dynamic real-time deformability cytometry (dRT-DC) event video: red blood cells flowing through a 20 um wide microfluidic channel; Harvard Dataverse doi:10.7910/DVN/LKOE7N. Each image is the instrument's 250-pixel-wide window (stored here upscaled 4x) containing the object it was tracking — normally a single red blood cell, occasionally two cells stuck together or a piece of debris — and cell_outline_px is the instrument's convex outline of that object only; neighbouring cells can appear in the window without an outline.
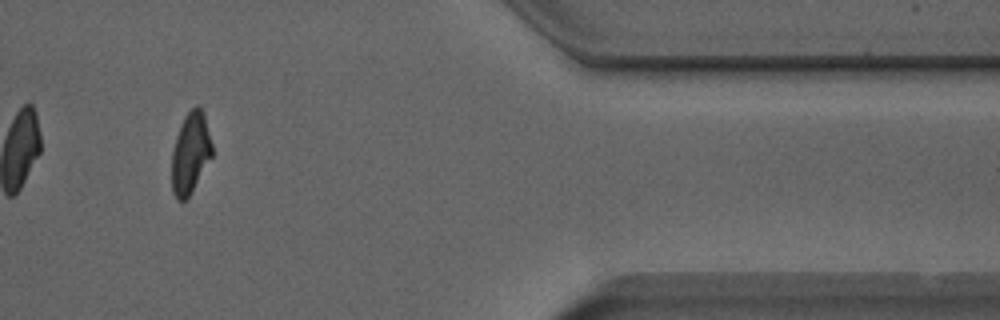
{"species": "Egyptian fruit bat (a non-hibernating species)", "species_latin": "Rousettus aegyptiacus", "temperature_condition": "room temperature", "stored_images_in_passage": 12, "camera_frame_rate_fps": 3000, "um_per_image_px": 0.085, "animal": {"sex": "male"}, "frame": {"image": 1, "passage_image": 10, "time_ms": 11.333, "image_size_px": [1000, 320], "cell_outline_px": [[212, 156], [188, 200], [176, 200], [172, 192], [172, 152], [176, 136], [180, 124], [184, 116], [196, 104], [204, 112], [212, 144]], "centroid_in_image_um": [16.18, 13.03], "position_along_channel_um": 395.2, "area_um2": 19.31}}